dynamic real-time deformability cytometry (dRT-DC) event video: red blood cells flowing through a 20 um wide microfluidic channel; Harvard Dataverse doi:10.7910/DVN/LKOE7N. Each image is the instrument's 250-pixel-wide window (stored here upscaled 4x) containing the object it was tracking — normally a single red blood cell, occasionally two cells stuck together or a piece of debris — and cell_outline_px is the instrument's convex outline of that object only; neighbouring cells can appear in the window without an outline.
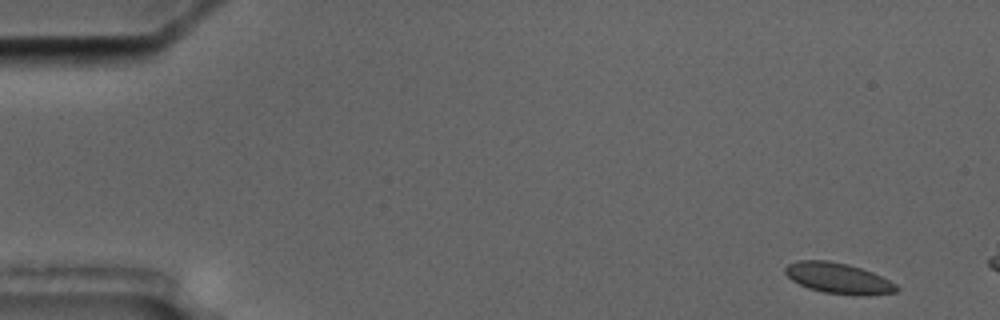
{"species": "common noctule bat (a hibernating species)", "species_latin": "Nyctalus noctula", "temperature_condition": "cold", "stored_images_in_passage": 3, "camera_frame_rate_fps": 3000, "um_per_image_px": 0.085, "animal": {"sex": "male", "body_mass_g": 17.5, "forearm_length_mm": 52.3}, "frame": {"image": 1, "passage_image": 1, "time_ms": 0.0, "image_size_px": [1000, 320], "cell_outline_px": [[900, 288], [896, 292], [824, 292], [808, 288], [792, 280], [784, 272], [784, 268], [788, 264], [796, 260], [828, 260], [848, 264], [872, 272], [896, 284]], "centroid_in_image_um": [71.14, 23.57], "position_along_channel_um": 13.9, "area_um2": 18.84}}